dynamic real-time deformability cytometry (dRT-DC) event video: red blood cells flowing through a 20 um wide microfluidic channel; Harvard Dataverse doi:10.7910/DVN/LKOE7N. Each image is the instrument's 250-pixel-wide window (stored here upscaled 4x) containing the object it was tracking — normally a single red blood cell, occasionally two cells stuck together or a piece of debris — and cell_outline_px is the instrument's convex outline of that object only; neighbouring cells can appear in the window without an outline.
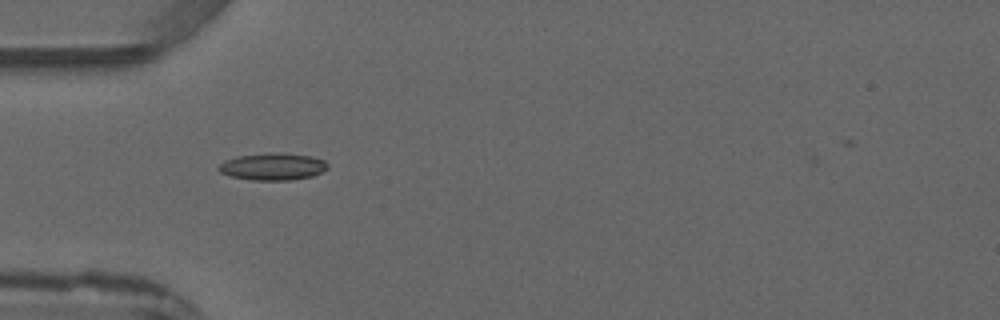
{"species": "common noctule bat (a hibernating species)", "species_latin": "Nyctalus noctula", "temperature_condition": "warm", "stored_images_in_passage": 2, "camera_frame_rate_fps": 3000, "um_per_image_px": 0.085, "animal": {"sex": "male", "forearm_length_mm": 52.5}, "frame": {"image": 1, "passage_image": 1, "time_ms": 0.0, "image_size_px": [1000, 320], "cell_outline_px": [[328, 168], [312, 176], [288, 180], [252, 180], [232, 176], [220, 172], [216, 168], [224, 160], [236, 156], [272, 152], [312, 156], [324, 160], [328, 164]], "centroid_in_image_um": [23.16, 14.15], "position_along_channel_um": 61.8, "area_um2": 17.17}}
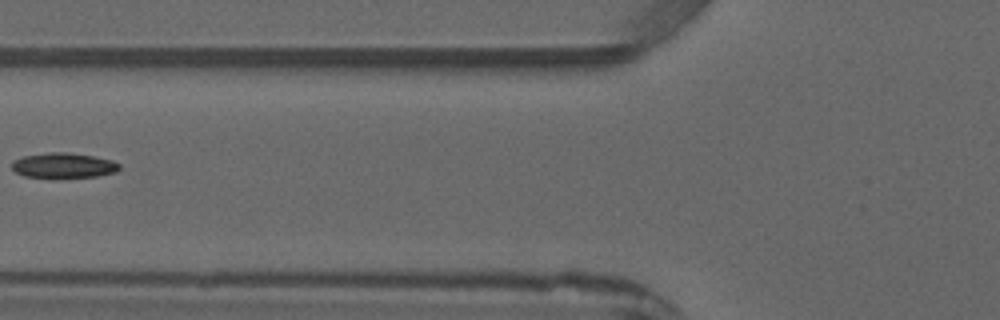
{"frame": {"image": 2, "passage_image": 2, "time_ms": 1.333, "image_size_px": [1000, 320], "cell_outline_px": [[120, 168], [116, 172], [96, 176], [52, 180], [24, 176], [16, 172], [12, 168], [12, 160], [24, 156], [48, 152], [68, 152], [92, 156], [112, 160], [120, 164]], "centroid_in_image_um": [5.37, 14.1], "position_along_channel_um": 120.4, "area_um2": 16.36}}